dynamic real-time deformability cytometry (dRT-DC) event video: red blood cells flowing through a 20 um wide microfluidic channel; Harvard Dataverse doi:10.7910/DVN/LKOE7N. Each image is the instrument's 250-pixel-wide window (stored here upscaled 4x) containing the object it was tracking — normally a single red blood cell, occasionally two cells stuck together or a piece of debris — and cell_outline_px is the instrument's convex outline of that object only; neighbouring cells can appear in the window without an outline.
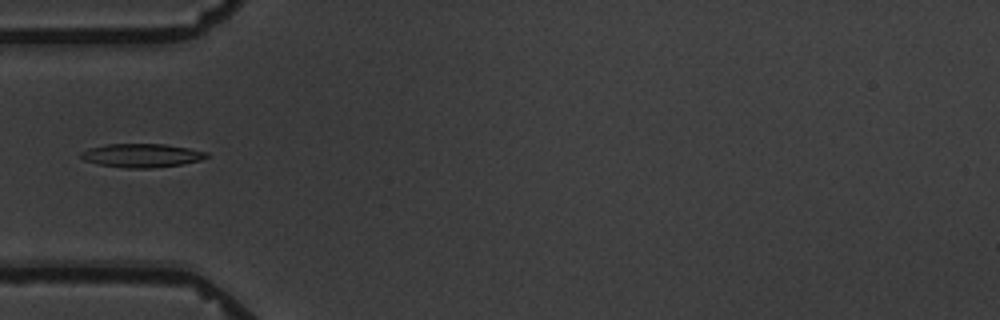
{"species": "common noctule bat (a hibernating species)", "species_latin": "Nyctalus noctula", "temperature_condition": "warm", "stored_images_in_passage": 8, "camera_frame_rate_fps": 3000, "um_per_image_px": 0.085, "animal": {"sex": "male", "body_mass_g": 19.5, "forearm_length_mm": 54.6}, "frame": {"image": 1, "passage_image": 2, "time_ms": 1.0, "image_size_px": [1000, 320], "cell_outline_px": [[208, 156], [200, 160], [180, 164], [152, 168], [124, 168], [100, 164], [84, 160], [80, 156], [80, 152], [88, 148], [108, 144], [164, 144], [188, 148], [208, 152]], "centroid_in_image_um": [12.02, 13.21], "position_along_channel_um": 73.0, "area_um2": 17.17}}
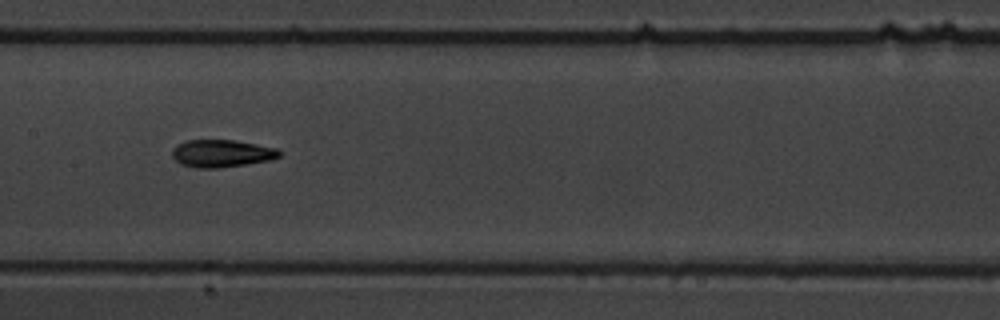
{"frame": {"image": 2, "passage_image": 5, "time_ms": 4.333, "image_size_px": [1000, 320], "cell_outline_px": [[280, 156], [272, 160], [216, 168], [196, 168], [180, 164], [172, 156], [172, 148], [188, 140], [236, 140], [276, 148], [280, 152]], "centroid_in_image_um": [18.83, 13.04], "position_along_channel_um": 188.6, "area_um2": 17.05}}
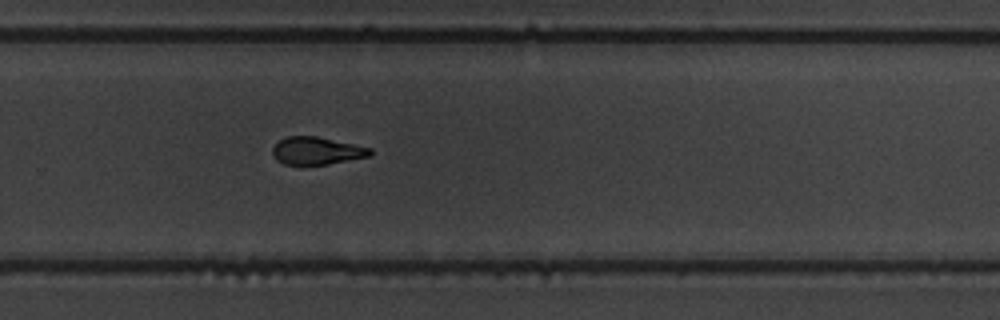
{"frame": {"image": 3, "passage_image": 8, "time_ms": 7.667, "image_size_px": [1000, 320], "cell_outline_px": [[372, 156], [328, 164], [300, 168], [284, 164], [276, 160], [272, 156], [272, 148], [280, 140], [288, 136], [316, 136], [372, 148]], "centroid_in_image_um": [26.89, 12.87], "position_along_channel_um": 302.9, "area_um2": 16.3}}